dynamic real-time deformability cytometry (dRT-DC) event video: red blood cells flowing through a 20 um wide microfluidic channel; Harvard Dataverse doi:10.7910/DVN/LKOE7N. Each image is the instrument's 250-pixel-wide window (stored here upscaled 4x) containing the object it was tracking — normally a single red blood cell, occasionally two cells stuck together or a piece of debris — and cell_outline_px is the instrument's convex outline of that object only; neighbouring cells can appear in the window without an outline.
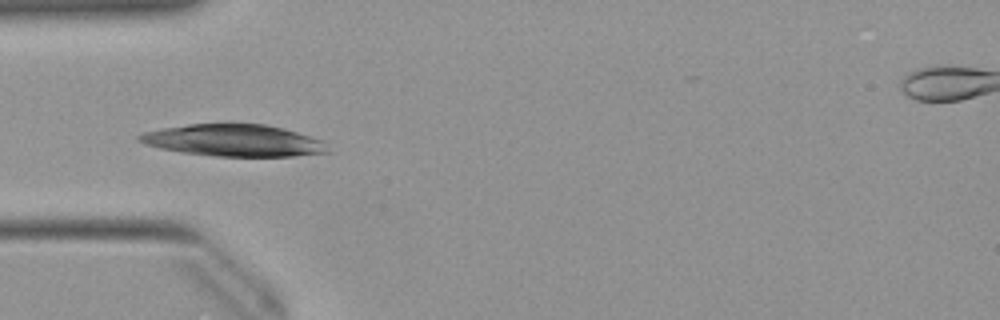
{"species": "Egyptian fruit bat (a non-hibernating species)", "species_latin": "Rousettus aegyptiacus", "temperature_condition": "warm", "stored_images_in_passage": 13, "camera_frame_rate_fps": 3000, "um_per_image_px": 0.085, "animal": {"sex": "female"}, "frame": {"image": 1, "passage_image": 3, "time_ms": 0.667, "image_size_px": [1000, 320], "cell_outline_px": [[328, 152], [292, 156], [212, 156], [180, 152], [160, 148], [144, 144], [136, 140], [136, 136], [144, 132], [164, 128], [188, 124], [264, 124], [284, 128], [320, 140]], "centroid_in_image_um": [19.77, 11.94], "position_along_channel_um": 65.2, "area_um2": 34.62}}